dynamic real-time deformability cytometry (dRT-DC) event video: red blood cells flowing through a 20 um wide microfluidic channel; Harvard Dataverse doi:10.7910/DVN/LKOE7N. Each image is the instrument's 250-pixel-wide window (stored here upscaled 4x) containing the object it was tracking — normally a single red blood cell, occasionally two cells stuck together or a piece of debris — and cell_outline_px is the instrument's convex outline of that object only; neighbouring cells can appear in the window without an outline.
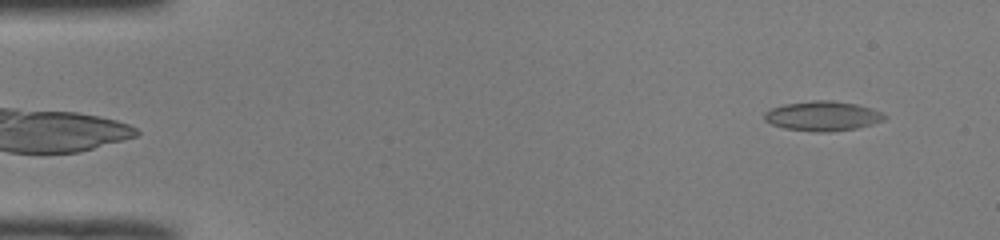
{"species": "common noctule bat (a hibernating species)", "species_latin": "Nyctalus noctula", "temperature_condition": "room temperature", "stored_images_in_passage": 11, "camera_frame_rate_fps": 3000, "um_per_image_px": 0.085, "animal": {"sex": "male", "body_mass_g": 19.0, "forearm_length_mm": 50.8}, "frame": {"image": 1, "passage_image": 1, "time_ms": 0.0, "image_size_px": [1000, 240], "cell_outline_px": [[888, 116], [884, 120], [872, 124], [856, 128], [828, 132], [816, 132], [784, 128], [772, 124], [764, 120], [764, 112], [772, 108], [784, 104], [812, 100], [832, 100], [856, 104], [880, 112]], "centroid_in_image_um": [69.9, 9.86], "position_along_channel_um": 15.1, "area_um2": 20.69}}
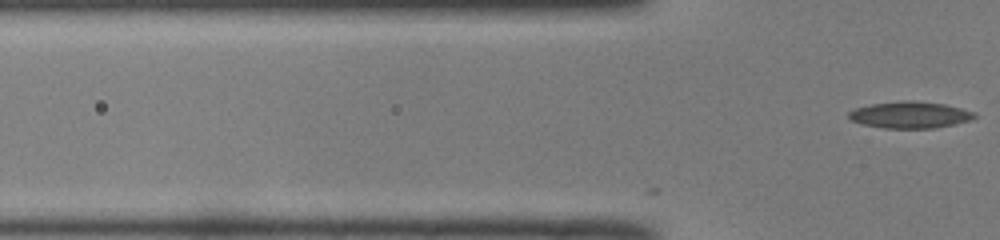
{"frame": {"image": 2, "passage_image": 11, "time_ms": 3.333, "image_size_px": [1000, 240], "cell_outline_px": [[976, 116], [972, 120], [936, 128], [884, 128], [860, 124], [852, 120], [848, 116], [848, 112], [856, 108], [872, 104], [900, 100], [912, 100], [944, 104], [976, 112]], "centroid_in_image_um": [77.36, 9.76], "position_along_channel_um": 48.4, "area_um2": 19.59}}